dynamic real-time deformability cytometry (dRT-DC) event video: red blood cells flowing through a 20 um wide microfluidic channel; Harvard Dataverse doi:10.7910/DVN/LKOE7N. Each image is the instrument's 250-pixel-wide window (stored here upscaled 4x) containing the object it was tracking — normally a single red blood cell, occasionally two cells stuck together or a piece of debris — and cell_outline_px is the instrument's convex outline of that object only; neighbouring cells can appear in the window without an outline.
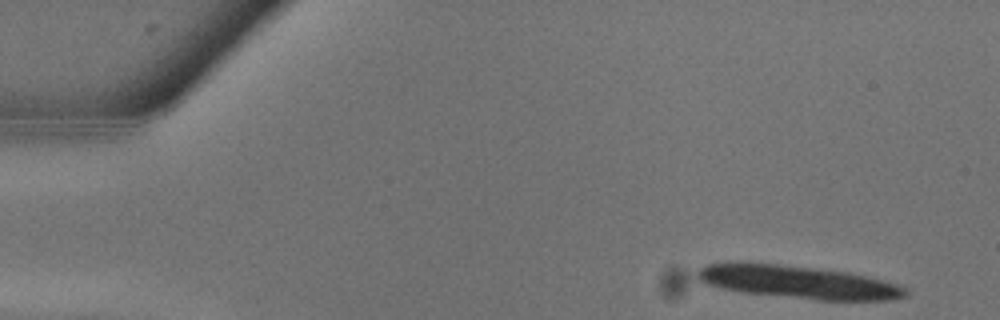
{"species": "common noctule bat (a hibernating species)", "species_latin": "Nyctalus noctula", "temperature_condition": "warm", "stored_images_in_passage": 10, "camera_frame_rate_fps": 3000, "um_per_image_px": 0.085, "animal": {"sex": "male", "body_mass_g": 13.3}, "frame": {"image": 1, "passage_image": 2, "time_ms": 0.333, "image_size_px": [1000, 320], "cell_outline_px": [[908, 296], [892, 300], [816, 300], [744, 292], [720, 288], [704, 284], [696, 276], [696, 272], [700, 268], [708, 264], [776, 264], [852, 272], [896, 284], [904, 288], [908, 292]], "centroid_in_image_um": [67.9, 24.0], "position_along_channel_um": 17.1, "area_um2": 39.36}}
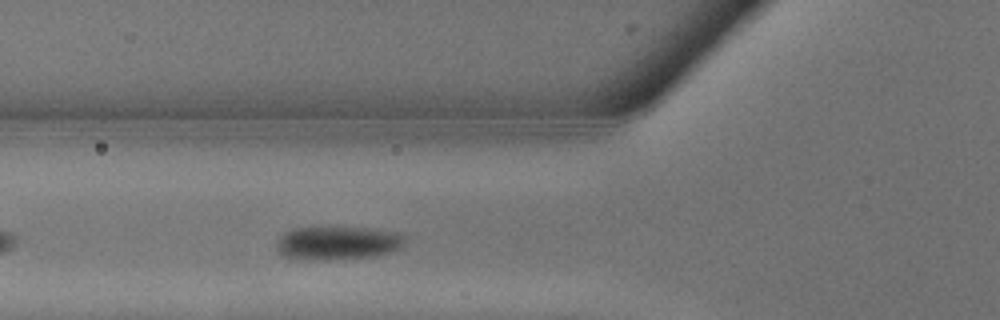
{"frame": {"image": 2, "passage_image": 10, "time_ms": 3.0, "image_size_px": [1000, 320], "cell_outline_px": [[404, 244], [400, 248], [392, 252], [376, 256], [328, 260], [312, 260], [284, 256], [276, 248], [276, 244], [280, 236], [292, 228], [368, 228], [392, 232], [404, 236]], "centroid_in_image_um": [28.69, 20.67], "position_along_channel_um": 97.1, "area_um2": 24.8}}